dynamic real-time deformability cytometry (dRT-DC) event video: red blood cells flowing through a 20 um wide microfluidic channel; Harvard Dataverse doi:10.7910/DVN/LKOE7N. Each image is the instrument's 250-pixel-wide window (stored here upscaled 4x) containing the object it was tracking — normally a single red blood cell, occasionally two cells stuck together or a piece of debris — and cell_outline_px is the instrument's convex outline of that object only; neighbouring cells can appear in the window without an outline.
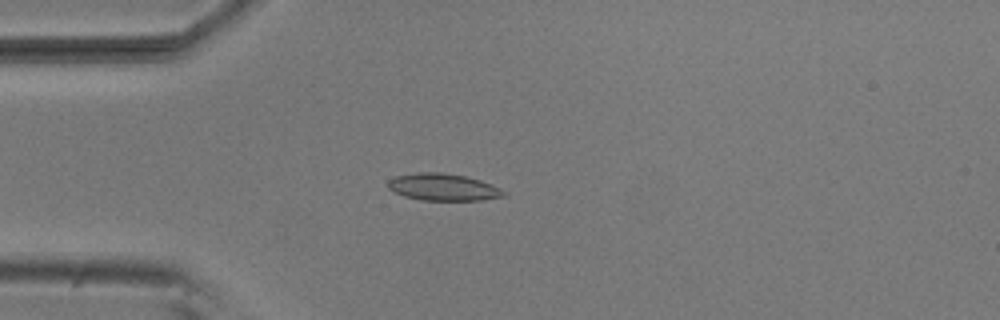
{"species": "common noctule bat (a hibernating species)", "species_latin": "Nyctalus noctula", "temperature_condition": "room temperature", "stored_images_in_passage": 4, "camera_frame_rate_fps": 3000, "um_per_image_px": 0.085, "animal": {"sex": "male", "body_mass_g": 20.5, "forearm_length_mm": 52.5}, "frame": {"image": 1, "passage_image": 4, "time_ms": 1.0, "image_size_px": [1000, 320], "cell_outline_px": [[508, 196], [480, 200], [420, 200], [404, 196], [388, 188], [388, 180], [396, 176], [416, 172], [440, 172], [464, 176], [480, 180], [492, 184], [508, 192]], "centroid_in_image_um": [37.71, 15.91], "position_along_channel_um": 47.3, "area_um2": 18.32}}